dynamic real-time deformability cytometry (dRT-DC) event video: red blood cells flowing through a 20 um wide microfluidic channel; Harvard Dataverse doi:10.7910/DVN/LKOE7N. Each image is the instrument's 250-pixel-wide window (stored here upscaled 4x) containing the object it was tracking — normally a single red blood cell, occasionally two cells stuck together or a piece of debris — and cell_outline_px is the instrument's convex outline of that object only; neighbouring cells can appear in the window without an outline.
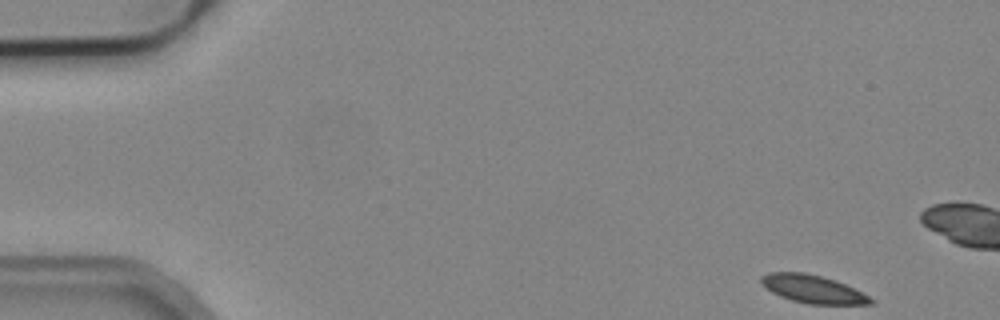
{"species": "common noctule bat (a hibernating species)", "species_latin": "Nyctalus noctula", "temperature_condition": "cold", "stored_images_in_passage": 14, "camera_frame_rate_fps": 3000, "um_per_image_px": 0.085, "animal": {"sex": "male", "body_mass_g": 19.2, "forearm_length_mm": 51.8}, "frame": {"image": 1, "passage_image": 1, "time_ms": 0.0, "image_size_px": [1000, 320], "cell_outline_px": [[876, 300], [872, 304], [808, 304], [792, 300], [780, 296], [772, 292], [760, 280], [760, 276], [768, 272], [804, 272], [836, 280]], "centroid_in_image_um": [69.09, 24.57], "position_along_channel_um": 15.9, "area_um2": 17.63}}